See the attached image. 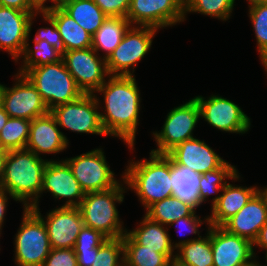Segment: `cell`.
<instances>
[{"label":"cell","instance_id":"cell-1","mask_svg":"<svg viewBox=\"0 0 267 266\" xmlns=\"http://www.w3.org/2000/svg\"><path fill=\"white\" fill-rule=\"evenodd\" d=\"M135 75H110L95 92L103 96L104 113L100 112L101 123L107 136L122 139L130 150L134 149L141 97Z\"/></svg>","mask_w":267,"mask_h":266},{"label":"cell","instance_id":"cell-2","mask_svg":"<svg viewBox=\"0 0 267 266\" xmlns=\"http://www.w3.org/2000/svg\"><path fill=\"white\" fill-rule=\"evenodd\" d=\"M48 159L28 149L7 151L4 159L1 188L24 208L39 207L43 173Z\"/></svg>","mask_w":267,"mask_h":266},{"label":"cell","instance_id":"cell-3","mask_svg":"<svg viewBox=\"0 0 267 266\" xmlns=\"http://www.w3.org/2000/svg\"><path fill=\"white\" fill-rule=\"evenodd\" d=\"M149 160H130L123 178L127 188L138 196L147 210L154 203L173 195L170 178V158L150 152Z\"/></svg>","mask_w":267,"mask_h":266},{"label":"cell","instance_id":"cell-4","mask_svg":"<svg viewBox=\"0 0 267 266\" xmlns=\"http://www.w3.org/2000/svg\"><path fill=\"white\" fill-rule=\"evenodd\" d=\"M115 187L104 191L88 192L78 206L84 225L100 231L107 238L123 237L127 230L119 219L116 203L121 204L127 190L123 175ZM126 187V188H125ZM125 228V229H124Z\"/></svg>","mask_w":267,"mask_h":266},{"label":"cell","instance_id":"cell-5","mask_svg":"<svg viewBox=\"0 0 267 266\" xmlns=\"http://www.w3.org/2000/svg\"><path fill=\"white\" fill-rule=\"evenodd\" d=\"M24 75L36 87L49 111L83 95L63 59L56 63L32 67Z\"/></svg>","mask_w":267,"mask_h":266},{"label":"cell","instance_id":"cell-6","mask_svg":"<svg viewBox=\"0 0 267 266\" xmlns=\"http://www.w3.org/2000/svg\"><path fill=\"white\" fill-rule=\"evenodd\" d=\"M22 217L14 240V262L17 266H42L52 249L46 226L31 208H24Z\"/></svg>","mask_w":267,"mask_h":266},{"label":"cell","instance_id":"cell-7","mask_svg":"<svg viewBox=\"0 0 267 266\" xmlns=\"http://www.w3.org/2000/svg\"><path fill=\"white\" fill-rule=\"evenodd\" d=\"M156 32L158 29L150 26H130L120 44L106 59L109 75L133 76L136 64L151 49Z\"/></svg>","mask_w":267,"mask_h":266},{"label":"cell","instance_id":"cell-8","mask_svg":"<svg viewBox=\"0 0 267 266\" xmlns=\"http://www.w3.org/2000/svg\"><path fill=\"white\" fill-rule=\"evenodd\" d=\"M97 94H83L78 99L50 110L59 127L72 132L107 136L100 118Z\"/></svg>","mask_w":267,"mask_h":266},{"label":"cell","instance_id":"cell-9","mask_svg":"<svg viewBox=\"0 0 267 266\" xmlns=\"http://www.w3.org/2000/svg\"><path fill=\"white\" fill-rule=\"evenodd\" d=\"M200 118V107L195 98L174 107L167 114L162 130L154 131L157 148L151 150L155 154H167L178 144L195 138L193 130Z\"/></svg>","mask_w":267,"mask_h":266},{"label":"cell","instance_id":"cell-10","mask_svg":"<svg viewBox=\"0 0 267 266\" xmlns=\"http://www.w3.org/2000/svg\"><path fill=\"white\" fill-rule=\"evenodd\" d=\"M85 193L104 191L115 187L120 181L110 170L102 148L64 160Z\"/></svg>","mask_w":267,"mask_h":266},{"label":"cell","instance_id":"cell-11","mask_svg":"<svg viewBox=\"0 0 267 266\" xmlns=\"http://www.w3.org/2000/svg\"><path fill=\"white\" fill-rule=\"evenodd\" d=\"M62 59L83 94H95L110 76L106 59L92 47L62 52Z\"/></svg>","mask_w":267,"mask_h":266},{"label":"cell","instance_id":"cell-12","mask_svg":"<svg viewBox=\"0 0 267 266\" xmlns=\"http://www.w3.org/2000/svg\"><path fill=\"white\" fill-rule=\"evenodd\" d=\"M126 18L131 26L156 29L184 22V0H130Z\"/></svg>","mask_w":267,"mask_h":266},{"label":"cell","instance_id":"cell-13","mask_svg":"<svg viewBox=\"0 0 267 266\" xmlns=\"http://www.w3.org/2000/svg\"><path fill=\"white\" fill-rule=\"evenodd\" d=\"M194 98L200 107V118H204L210 126L228 133L244 134L249 131L250 117L236 103L213 94L207 99L201 95Z\"/></svg>","mask_w":267,"mask_h":266},{"label":"cell","instance_id":"cell-14","mask_svg":"<svg viewBox=\"0 0 267 266\" xmlns=\"http://www.w3.org/2000/svg\"><path fill=\"white\" fill-rule=\"evenodd\" d=\"M14 81V86L5 85L2 93L1 105L9 117L33 120L50 112L36 87L24 74L16 73Z\"/></svg>","mask_w":267,"mask_h":266},{"label":"cell","instance_id":"cell-15","mask_svg":"<svg viewBox=\"0 0 267 266\" xmlns=\"http://www.w3.org/2000/svg\"><path fill=\"white\" fill-rule=\"evenodd\" d=\"M210 243L213 266H250L256 261L253 243L222 226L210 225Z\"/></svg>","mask_w":267,"mask_h":266},{"label":"cell","instance_id":"cell-16","mask_svg":"<svg viewBox=\"0 0 267 266\" xmlns=\"http://www.w3.org/2000/svg\"><path fill=\"white\" fill-rule=\"evenodd\" d=\"M31 209L43 220L51 248H74L80 230L84 226L78 207H56L47 212L46 217L41 215L39 207Z\"/></svg>","mask_w":267,"mask_h":266},{"label":"cell","instance_id":"cell-17","mask_svg":"<svg viewBox=\"0 0 267 266\" xmlns=\"http://www.w3.org/2000/svg\"><path fill=\"white\" fill-rule=\"evenodd\" d=\"M44 192H50L55 200L65 198L66 202L62 207H78L85 196L69 165L63 159H51L47 162L40 197Z\"/></svg>","mask_w":267,"mask_h":266},{"label":"cell","instance_id":"cell-18","mask_svg":"<svg viewBox=\"0 0 267 266\" xmlns=\"http://www.w3.org/2000/svg\"><path fill=\"white\" fill-rule=\"evenodd\" d=\"M36 13L0 6V50L8 52L15 62L29 35V20Z\"/></svg>","mask_w":267,"mask_h":266},{"label":"cell","instance_id":"cell-19","mask_svg":"<svg viewBox=\"0 0 267 266\" xmlns=\"http://www.w3.org/2000/svg\"><path fill=\"white\" fill-rule=\"evenodd\" d=\"M166 155L174 163L189 167L199 174L213 171L226 162L204 140L197 138L178 144Z\"/></svg>","mask_w":267,"mask_h":266},{"label":"cell","instance_id":"cell-20","mask_svg":"<svg viewBox=\"0 0 267 266\" xmlns=\"http://www.w3.org/2000/svg\"><path fill=\"white\" fill-rule=\"evenodd\" d=\"M69 140L60 131L55 117L49 112L31 120L26 149L38 157L42 154H57L67 149Z\"/></svg>","mask_w":267,"mask_h":266},{"label":"cell","instance_id":"cell-21","mask_svg":"<svg viewBox=\"0 0 267 266\" xmlns=\"http://www.w3.org/2000/svg\"><path fill=\"white\" fill-rule=\"evenodd\" d=\"M266 222L267 201L258 190L248 203L228 219L222 227L228 232L246 238L253 243Z\"/></svg>","mask_w":267,"mask_h":266},{"label":"cell","instance_id":"cell-22","mask_svg":"<svg viewBox=\"0 0 267 266\" xmlns=\"http://www.w3.org/2000/svg\"><path fill=\"white\" fill-rule=\"evenodd\" d=\"M259 190L257 186H238L230 183L222 188L220 197L211 207L208 216L209 225L222 226L228 219L238 213Z\"/></svg>","mask_w":267,"mask_h":266},{"label":"cell","instance_id":"cell-23","mask_svg":"<svg viewBox=\"0 0 267 266\" xmlns=\"http://www.w3.org/2000/svg\"><path fill=\"white\" fill-rule=\"evenodd\" d=\"M45 12L54 20L63 43V52L91 48L92 36L59 5Z\"/></svg>","mask_w":267,"mask_h":266},{"label":"cell","instance_id":"cell-24","mask_svg":"<svg viewBox=\"0 0 267 266\" xmlns=\"http://www.w3.org/2000/svg\"><path fill=\"white\" fill-rule=\"evenodd\" d=\"M142 221L133 230H127V233L139 244L145 248L153 249L154 252L162 254H173L176 250L168 234V226L151 220L146 215ZM165 226V227H164ZM129 231V232H128Z\"/></svg>","mask_w":267,"mask_h":266},{"label":"cell","instance_id":"cell-25","mask_svg":"<svg viewBox=\"0 0 267 266\" xmlns=\"http://www.w3.org/2000/svg\"><path fill=\"white\" fill-rule=\"evenodd\" d=\"M170 178L174 197L195 210L202 205L199 192L201 174L189 167L178 165L170 159Z\"/></svg>","mask_w":267,"mask_h":266},{"label":"cell","instance_id":"cell-26","mask_svg":"<svg viewBox=\"0 0 267 266\" xmlns=\"http://www.w3.org/2000/svg\"><path fill=\"white\" fill-rule=\"evenodd\" d=\"M207 228L206 236H197V238L175 242L174 248L177 251L174 261L176 263L181 266H213L210 225Z\"/></svg>","mask_w":267,"mask_h":266},{"label":"cell","instance_id":"cell-27","mask_svg":"<svg viewBox=\"0 0 267 266\" xmlns=\"http://www.w3.org/2000/svg\"><path fill=\"white\" fill-rule=\"evenodd\" d=\"M40 14V11L34 14L29 20V35L27 36L26 43L23 52L18 62L22 58V65L18 69V74H24L28 69L32 67H39L42 65H47L49 63H56L62 59V52L56 47L50 45L45 40H34V49L29 45L30 32L32 30L33 20L36 16ZM24 58V59H23Z\"/></svg>","mask_w":267,"mask_h":266},{"label":"cell","instance_id":"cell-28","mask_svg":"<svg viewBox=\"0 0 267 266\" xmlns=\"http://www.w3.org/2000/svg\"><path fill=\"white\" fill-rule=\"evenodd\" d=\"M59 6L91 36L108 17L93 0H60Z\"/></svg>","mask_w":267,"mask_h":266},{"label":"cell","instance_id":"cell-29","mask_svg":"<svg viewBox=\"0 0 267 266\" xmlns=\"http://www.w3.org/2000/svg\"><path fill=\"white\" fill-rule=\"evenodd\" d=\"M131 26L129 20L125 17H107L96 33L92 36V48L99 53L104 51L103 58L107 59L109 55L120 44L125 32Z\"/></svg>","mask_w":267,"mask_h":266},{"label":"cell","instance_id":"cell-30","mask_svg":"<svg viewBox=\"0 0 267 266\" xmlns=\"http://www.w3.org/2000/svg\"><path fill=\"white\" fill-rule=\"evenodd\" d=\"M124 246V266H170L174 254H162L139 245L127 232L122 237Z\"/></svg>","mask_w":267,"mask_h":266},{"label":"cell","instance_id":"cell-31","mask_svg":"<svg viewBox=\"0 0 267 266\" xmlns=\"http://www.w3.org/2000/svg\"><path fill=\"white\" fill-rule=\"evenodd\" d=\"M239 174L236 167L227 161L221 167L201 174L199 192L202 203H205L210 195L217 193V196L212 198V207L219 199L220 194L218 195V193L226 185V179L239 181L241 178Z\"/></svg>","mask_w":267,"mask_h":266},{"label":"cell","instance_id":"cell-32","mask_svg":"<svg viewBox=\"0 0 267 266\" xmlns=\"http://www.w3.org/2000/svg\"><path fill=\"white\" fill-rule=\"evenodd\" d=\"M195 211L189 204L171 196L151 205L145 215L155 222L168 226L179 218L191 216Z\"/></svg>","mask_w":267,"mask_h":266},{"label":"cell","instance_id":"cell-33","mask_svg":"<svg viewBox=\"0 0 267 266\" xmlns=\"http://www.w3.org/2000/svg\"><path fill=\"white\" fill-rule=\"evenodd\" d=\"M31 120L9 117L0 131V142L5 151L25 149Z\"/></svg>","mask_w":267,"mask_h":266},{"label":"cell","instance_id":"cell-34","mask_svg":"<svg viewBox=\"0 0 267 266\" xmlns=\"http://www.w3.org/2000/svg\"><path fill=\"white\" fill-rule=\"evenodd\" d=\"M234 6L235 0H184V16L192 12L227 21Z\"/></svg>","mask_w":267,"mask_h":266},{"label":"cell","instance_id":"cell-35","mask_svg":"<svg viewBox=\"0 0 267 266\" xmlns=\"http://www.w3.org/2000/svg\"><path fill=\"white\" fill-rule=\"evenodd\" d=\"M92 266H124L123 239L107 238L94 254Z\"/></svg>","mask_w":267,"mask_h":266},{"label":"cell","instance_id":"cell-36","mask_svg":"<svg viewBox=\"0 0 267 266\" xmlns=\"http://www.w3.org/2000/svg\"><path fill=\"white\" fill-rule=\"evenodd\" d=\"M249 6V18L257 42L260 58L267 52V2L255 3Z\"/></svg>","mask_w":267,"mask_h":266},{"label":"cell","instance_id":"cell-37","mask_svg":"<svg viewBox=\"0 0 267 266\" xmlns=\"http://www.w3.org/2000/svg\"><path fill=\"white\" fill-rule=\"evenodd\" d=\"M107 239L100 231L83 226L77 237L74 251H82L99 247Z\"/></svg>","mask_w":267,"mask_h":266},{"label":"cell","instance_id":"cell-38","mask_svg":"<svg viewBox=\"0 0 267 266\" xmlns=\"http://www.w3.org/2000/svg\"><path fill=\"white\" fill-rule=\"evenodd\" d=\"M40 14L43 16L44 21L49 23V27H41L38 29V32H36L34 40H45L50 45L56 47L61 52H63V43L61 40L60 33L58 32V29L56 28L54 20L45 12L40 11Z\"/></svg>","mask_w":267,"mask_h":266},{"label":"cell","instance_id":"cell-39","mask_svg":"<svg viewBox=\"0 0 267 266\" xmlns=\"http://www.w3.org/2000/svg\"><path fill=\"white\" fill-rule=\"evenodd\" d=\"M42 266H77L74 248H52Z\"/></svg>","mask_w":267,"mask_h":266},{"label":"cell","instance_id":"cell-40","mask_svg":"<svg viewBox=\"0 0 267 266\" xmlns=\"http://www.w3.org/2000/svg\"><path fill=\"white\" fill-rule=\"evenodd\" d=\"M108 17L127 16L130 0H93Z\"/></svg>","mask_w":267,"mask_h":266},{"label":"cell","instance_id":"cell-41","mask_svg":"<svg viewBox=\"0 0 267 266\" xmlns=\"http://www.w3.org/2000/svg\"><path fill=\"white\" fill-rule=\"evenodd\" d=\"M208 216L209 215L205 216L206 218L204 217L205 220H201V218L198 215H196V211H195L191 216L179 218L178 220L170 223L168 226L171 227V226H174L176 224L175 226L179 230H180L181 227L182 228L184 227L183 229L185 231V234L186 233H188L189 235L190 234H195V235L197 234L199 236L200 233H201L200 230H199L200 226L205 222H206L205 224L209 225ZM179 226H180V228H179ZM182 236H184V233H182Z\"/></svg>","mask_w":267,"mask_h":266},{"label":"cell","instance_id":"cell-42","mask_svg":"<svg viewBox=\"0 0 267 266\" xmlns=\"http://www.w3.org/2000/svg\"><path fill=\"white\" fill-rule=\"evenodd\" d=\"M0 6L15 8L24 12H39L29 0H0Z\"/></svg>","mask_w":267,"mask_h":266},{"label":"cell","instance_id":"cell-43","mask_svg":"<svg viewBox=\"0 0 267 266\" xmlns=\"http://www.w3.org/2000/svg\"><path fill=\"white\" fill-rule=\"evenodd\" d=\"M99 247L92 250L75 251L77 257V266H92L94 254H98Z\"/></svg>","mask_w":267,"mask_h":266},{"label":"cell","instance_id":"cell-44","mask_svg":"<svg viewBox=\"0 0 267 266\" xmlns=\"http://www.w3.org/2000/svg\"><path fill=\"white\" fill-rule=\"evenodd\" d=\"M9 195V196H8ZM9 197L13 198L6 190L2 189L0 187V236L2 232V225L4 224V218H5V213H6V208L8 206V199Z\"/></svg>","mask_w":267,"mask_h":266},{"label":"cell","instance_id":"cell-45","mask_svg":"<svg viewBox=\"0 0 267 266\" xmlns=\"http://www.w3.org/2000/svg\"><path fill=\"white\" fill-rule=\"evenodd\" d=\"M255 246H259V248H262V250H267V222L260 229L257 239L253 242V247Z\"/></svg>","mask_w":267,"mask_h":266},{"label":"cell","instance_id":"cell-46","mask_svg":"<svg viewBox=\"0 0 267 266\" xmlns=\"http://www.w3.org/2000/svg\"><path fill=\"white\" fill-rule=\"evenodd\" d=\"M31 2V4L38 10V11H45L48 8H52L54 6L59 5L60 0H29ZM46 1H51L52 4L51 6H46Z\"/></svg>","mask_w":267,"mask_h":266},{"label":"cell","instance_id":"cell-47","mask_svg":"<svg viewBox=\"0 0 267 266\" xmlns=\"http://www.w3.org/2000/svg\"><path fill=\"white\" fill-rule=\"evenodd\" d=\"M9 119V115L5 112L2 105H0V131Z\"/></svg>","mask_w":267,"mask_h":266},{"label":"cell","instance_id":"cell-48","mask_svg":"<svg viewBox=\"0 0 267 266\" xmlns=\"http://www.w3.org/2000/svg\"><path fill=\"white\" fill-rule=\"evenodd\" d=\"M7 152H0V187L3 179L4 159Z\"/></svg>","mask_w":267,"mask_h":266},{"label":"cell","instance_id":"cell-49","mask_svg":"<svg viewBox=\"0 0 267 266\" xmlns=\"http://www.w3.org/2000/svg\"><path fill=\"white\" fill-rule=\"evenodd\" d=\"M259 59L263 65V67L265 68L264 71H266V73H267V52Z\"/></svg>","mask_w":267,"mask_h":266},{"label":"cell","instance_id":"cell-50","mask_svg":"<svg viewBox=\"0 0 267 266\" xmlns=\"http://www.w3.org/2000/svg\"><path fill=\"white\" fill-rule=\"evenodd\" d=\"M259 191L263 194V196L265 197L266 201H267V187H263V188H259Z\"/></svg>","mask_w":267,"mask_h":266},{"label":"cell","instance_id":"cell-51","mask_svg":"<svg viewBox=\"0 0 267 266\" xmlns=\"http://www.w3.org/2000/svg\"><path fill=\"white\" fill-rule=\"evenodd\" d=\"M267 2V0H248V4L252 5L255 3Z\"/></svg>","mask_w":267,"mask_h":266},{"label":"cell","instance_id":"cell-52","mask_svg":"<svg viewBox=\"0 0 267 266\" xmlns=\"http://www.w3.org/2000/svg\"><path fill=\"white\" fill-rule=\"evenodd\" d=\"M4 86H5L4 84L0 83V105H1V102H2V93H3Z\"/></svg>","mask_w":267,"mask_h":266},{"label":"cell","instance_id":"cell-53","mask_svg":"<svg viewBox=\"0 0 267 266\" xmlns=\"http://www.w3.org/2000/svg\"><path fill=\"white\" fill-rule=\"evenodd\" d=\"M250 266H264V265H260V263L256 260L253 264H251Z\"/></svg>","mask_w":267,"mask_h":266},{"label":"cell","instance_id":"cell-54","mask_svg":"<svg viewBox=\"0 0 267 266\" xmlns=\"http://www.w3.org/2000/svg\"><path fill=\"white\" fill-rule=\"evenodd\" d=\"M170 266H181V265H179V264L176 263L175 261H172L171 264H170Z\"/></svg>","mask_w":267,"mask_h":266},{"label":"cell","instance_id":"cell-55","mask_svg":"<svg viewBox=\"0 0 267 266\" xmlns=\"http://www.w3.org/2000/svg\"><path fill=\"white\" fill-rule=\"evenodd\" d=\"M0 152H7V151H5L4 148L2 147L1 142H0Z\"/></svg>","mask_w":267,"mask_h":266},{"label":"cell","instance_id":"cell-56","mask_svg":"<svg viewBox=\"0 0 267 266\" xmlns=\"http://www.w3.org/2000/svg\"><path fill=\"white\" fill-rule=\"evenodd\" d=\"M265 252H266V253H265V255H266V256H265V258H266V259H265V260H266L265 262L267 263V250H266ZM264 266H267V264L264 265Z\"/></svg>","mask_w":267,"mask_h":266}]
</instances>
